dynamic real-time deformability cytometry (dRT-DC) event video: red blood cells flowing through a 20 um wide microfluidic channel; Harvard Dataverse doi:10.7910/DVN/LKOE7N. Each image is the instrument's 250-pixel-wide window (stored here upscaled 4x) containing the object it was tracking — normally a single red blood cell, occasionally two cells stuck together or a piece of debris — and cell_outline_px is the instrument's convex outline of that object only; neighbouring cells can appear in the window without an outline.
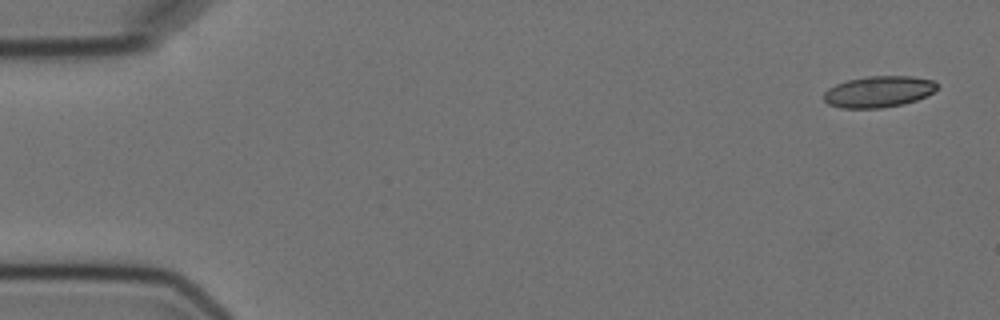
{"species": "Egyptian fruit bat (a non-hibernating species)", "species_latin": "Rousettus aegyptiacus", "temperature_condition": "cold", "stored_images_in_passage": 5, "camera_frame_rate_fps": 3000, "um_per_image_px": 0.085, "animal": {"sex": "female"}, "frame": {"image": 1, "passage_image": 1, "time_ms": 0.0, "image_size_px": [1000, 320], "cell_outline_px": [[936, 88], [932, 92], [916, 100], [904, 104], [880, 108], [840, 108], [828, 104], [824, 100], [824, 92], [828, 88], [836, 84], [848, 80], [868, 76], [912, 76], [932, 80], [936, 84]], "centroid_in_image_um": [74.64, 7.79], "position_along_channel_um": 10.4, "area_um2": 20.52}}
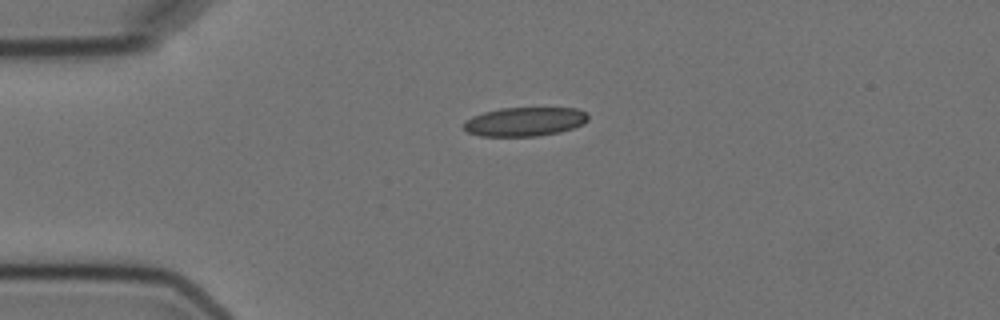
{"frame": {"image": 2, "passage_image": 4, "time_ms": 3.667, "image_size_px": [1000, 320], "cell_outline_px": [[588, 120], [584, 124], [560, 132], [540, 136], [480, 136], [468, 132], [464, 128], [464, 120], [472, 116], [484, 112], [500, 108], [576, 108], [588, 112]], "centroid_in_image_um": [44.62, 10.34], "position_along_channel_um": 40.4, "area_um2": 21.15}}